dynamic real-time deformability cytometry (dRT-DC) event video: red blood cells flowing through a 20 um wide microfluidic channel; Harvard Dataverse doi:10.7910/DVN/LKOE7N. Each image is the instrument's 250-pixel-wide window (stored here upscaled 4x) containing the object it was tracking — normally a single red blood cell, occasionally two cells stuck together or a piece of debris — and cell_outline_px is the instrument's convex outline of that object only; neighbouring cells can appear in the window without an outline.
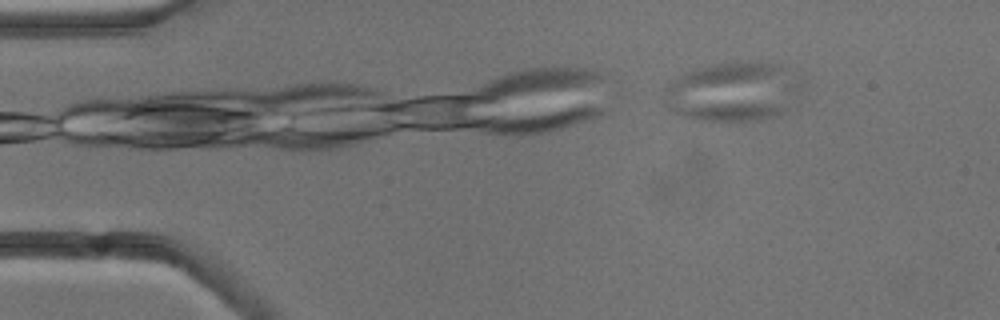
{"species": "common noctule bat (a hibernating species)", "species_latin": "Nyctalus noctula", "temperature_condition": "cold", "stored_images_in_passage": 13, "camera_frame_rate_fps": 3000, "um_per_image_px": 0.085, "animal": {"sex": "male", "body_mass_g": 13.3}, "frame": {"image": 1, "passage_image": 1, "time_ms": 0.0, "image_size_px": [1000, 320], "cell_outline_px": [[804, 80], [788, 112], [760, 120], [736, 124], [692, 120], [672, 112], [668, 104], [664, 92], [664, 88], [676, 76], [692, 68], [712, 64], [740, 60], [780, 64], [800, 76]], "centroid_in_image_um": [62.34, 7.81], "position_along_channel_um": 22.7, "area_um2": 49.42}}
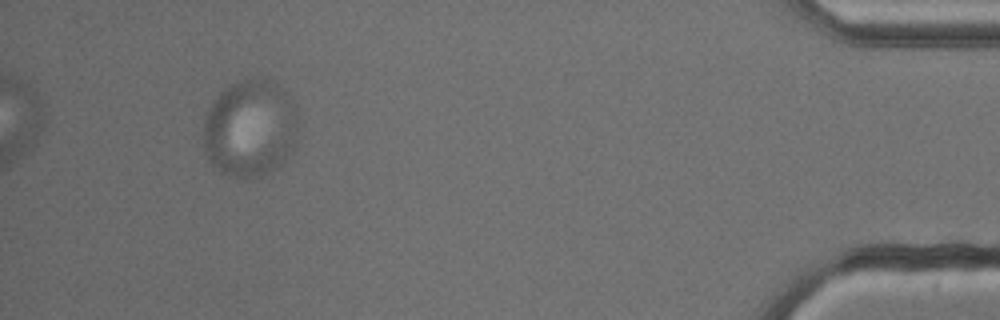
{"frame": {"image": 2, "passage_image": 13, "time_ms": 15.0, "image_size_px": [1000, 320], "cell_outline_px": [[300, 132], [296, 144], [292, 152], [276, 168], [252, 180], [244, 180], [220, 172], [212, 164], [204, 152], [204, 120], [212, 104], [220, 92], [228, 84], [248, 76], [272, 80], [284, 88], [292, 96]], "centroid_in_image_um": [21.3, 10.89], "position_along_channel_um": 413.9, "area_um2": 55.2}}